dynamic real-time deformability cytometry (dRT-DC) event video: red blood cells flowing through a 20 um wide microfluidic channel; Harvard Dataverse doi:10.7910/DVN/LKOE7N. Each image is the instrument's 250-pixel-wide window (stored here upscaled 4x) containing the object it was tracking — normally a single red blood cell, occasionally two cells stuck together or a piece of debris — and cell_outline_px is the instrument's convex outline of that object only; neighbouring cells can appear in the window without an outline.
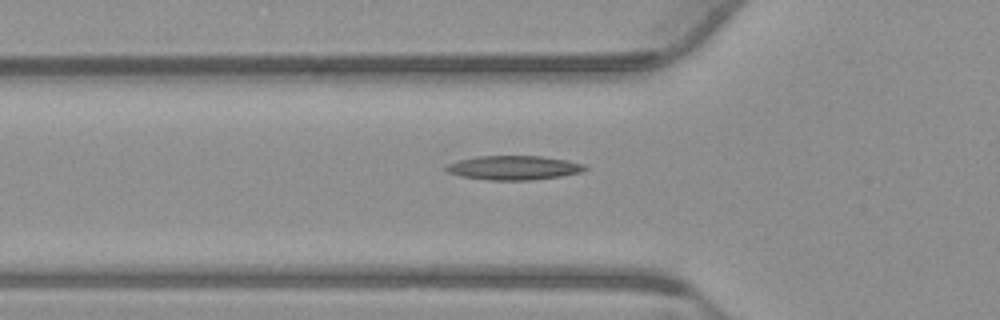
{"species": "common noctule bat (a hibernating species)", "species_latin": "Nyctalus noctula", "temperature_condition": "warm", "stored_images_in_passage": 39, "camera_frame_rate_fps": 3000, "um_per_image_px": 0.085, "animal": {"sex": "male", "body_mass_g": 23.1, "forearm_length_mm": 52.7}, "frame": {"image": 1, "passage_image": 8, "time_ms": 2.333, "image_size_px": [1000, 320], "cell_outline_px": [[588, 168], [580, 172], [560, 176], [532, 180], [488, 180], [460, 176], [448, 172], [444, 168], [448, 164], [460, 160], [476, 156], [540, 156], [568, 160], [584, 164]], "centroid_in_image_um": [43.66, 14.26], "position_along_channel_um": 82.1, "area_um2": 19.48}}
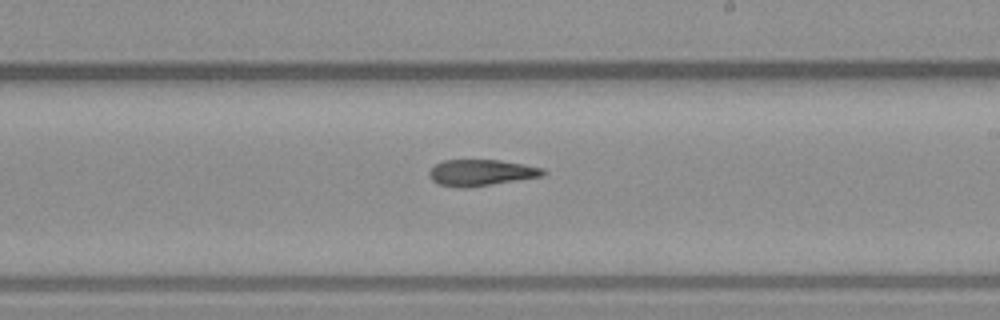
{"frame": {"image": 2, "passage_image": 21, "time_ms": 6.667, "image_size_px": [1000, 320], "cell_outline_px": [[548, 172], [544, 176], [468, 188], [464, 188], [440, 184], [432, 180], [428, 176], [428, 172], [436, 164], [444, 160], [500, 160], [524, 164], [544, 168]], "centroid_in_image_um": [40.94, 14.67], "position_along_channel_um": 248.1, "area_um2": 17.51}}
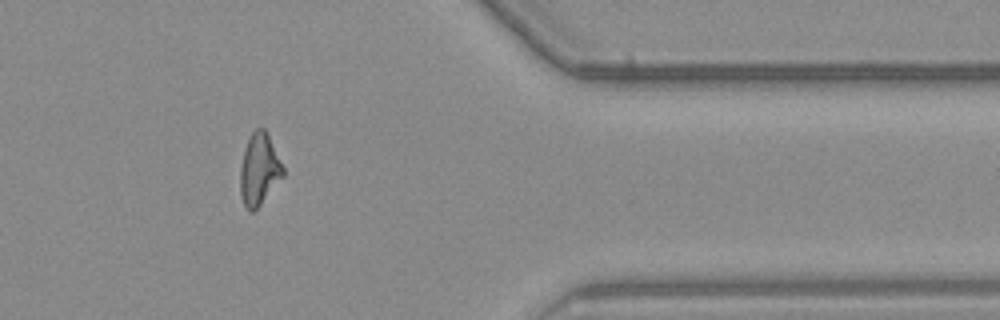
{"frame": {"image": 3, "passage_image": 34, "time_ms": 11.0, "image_size_px": [1000, 320], "cell_outline_px": [[284, 176], [260, 204], [252, 212], [248, 212], [240, 196], [240, 168], [244, 148], [252, 132], [256, 128], [264, 128], [268, 132], [284, 168]], "centroid_in_image_um": [22.03, 14.38], "position_along_channel_um": 389.4, "area_um2": 17.98}}